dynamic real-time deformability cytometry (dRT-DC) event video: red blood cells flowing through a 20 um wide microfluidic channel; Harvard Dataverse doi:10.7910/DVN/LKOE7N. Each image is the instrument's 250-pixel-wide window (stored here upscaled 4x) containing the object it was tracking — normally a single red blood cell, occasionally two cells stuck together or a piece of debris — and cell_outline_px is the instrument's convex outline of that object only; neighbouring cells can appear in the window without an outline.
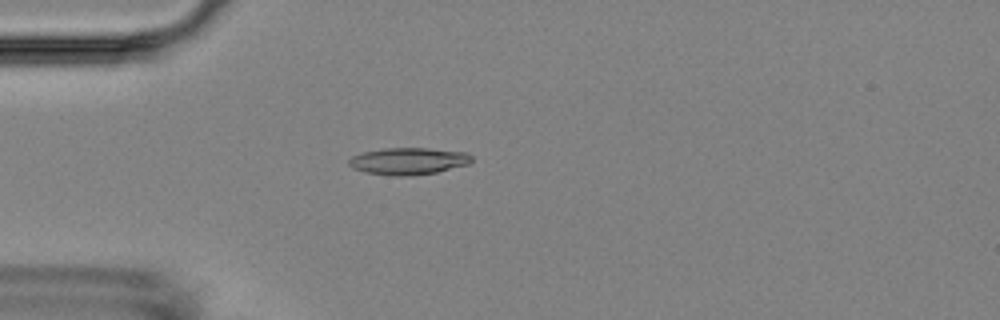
{"species": "Egyptian fruit bat (a non-hibernating species)", "species_latin": "Rousettus aegyptiacus", "temperature_condition": "room temperature", "stored_images_in_passage": 36, "camera_frame_rate_fps": 3000, "um_per_image_px": 0.085, "animal": {"sex": "female"}, "frame": {"image": 1, "passage_image": 2, "time_ms": 0.333, "image_size_px": [1000, 320], "cell_outline_px": [[472, 160], [468, 164], [436, 172], [412, 176], [392, 176], [368, 172], [352, 168], [348, 164], [348, 160], [352, 156], [364, 152], [384, 148], [428, 148], [468, 152], [472, 156]], "centroid_in_image_um": [34.72, 13.69], "position_along_channel_um": 50.3, "area_um2": 19.31}}
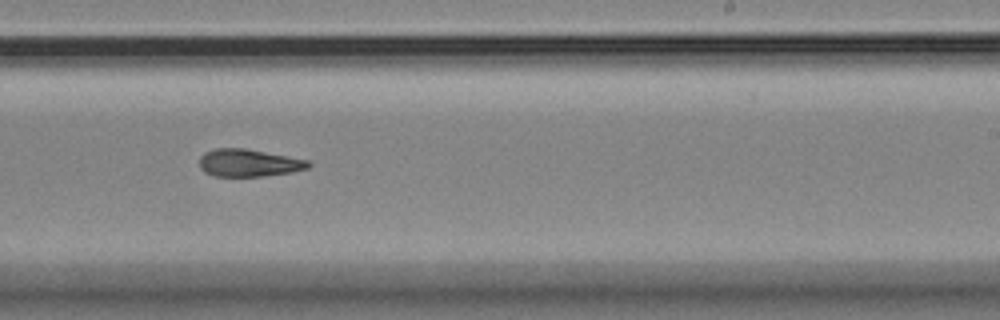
{"frame": {"image": 2, "passage_image": 21, "time_ms": 6.667, "image_size_px": [1000, 320], "cell_outline_px": [[312, 164], [308, 168], [292, 172], [264, 176], [212, 176], [204, 172], [200, 168], [200, 156], [204, 152], [216, 148], [244, 148], [308, 160]], "centroid_in_image_um": [21.12, 13.85], "position_along_channel_um": 267.9, "area_um2": 17.46}}
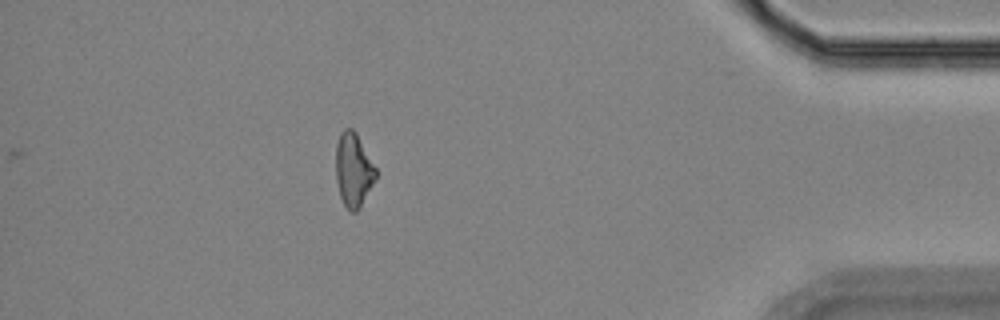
{"frame": {"image": 3, "passage_image": 36, "time_ms": 11.667, "image_size_px": [1000, 320], "cell_outline_px": [[376, 180], [360, 208], [356, 212], [352, 212], [344, 204], [340, 196], [336, 180], [336, 144], [340, 132], [344, 128], [352, 128], [356, 132], [376, 168]], "centroid_in_image_um": [30.04, 14.43], "position_along_channel_um": 405.2, "area_um2": 17.28}, "authors_computed_cell_mechanics": {"area_um2": 18.0336, "velocity_mm_per_s": 3.6065, "shape_relaxation_time_tau1_ms": 8.5612, "shape_relaxation_time_tau2_ms": 7.5872, "deformation_change_tau1": 0.1784, "deformation_change_tau2": 0.1697}}